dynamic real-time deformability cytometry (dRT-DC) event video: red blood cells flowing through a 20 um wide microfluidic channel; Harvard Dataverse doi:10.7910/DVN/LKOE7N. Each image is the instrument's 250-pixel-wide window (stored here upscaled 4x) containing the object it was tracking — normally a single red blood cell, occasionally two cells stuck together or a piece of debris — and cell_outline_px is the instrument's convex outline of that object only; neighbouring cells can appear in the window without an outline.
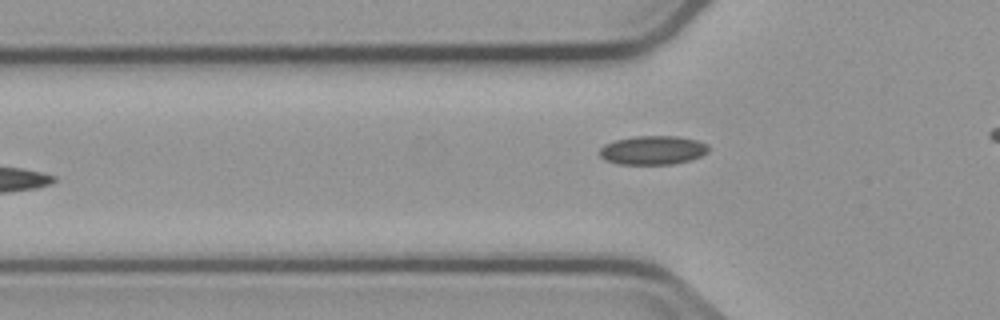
{"species": "common noctule bat (a hibernating species)", "species_latin": "Nyctalus noctula", "temperature_condition": "cold", "stored_images_in_passage": 6, "camera_frame_rate_fps": 3000, "um_per_image_px": 0.085, "animal": {"sex": "male", "body_mass_g": 23.1, "forearm_length_mm": 52.7}, "frame": {"image": 1, "passage_image": 6, "time_ms": 6.0, "image_size_px": [1000, 320], "cell_outline_px": [[708, 152], [700, 156], [688, 160], [672, 164], [616, 164], [604, 160], [600, 156], [600, 148], [604, 144], [616, 140], [636, 136], [676, 136], [696, 140], [704, 144], [708, 148]], "centroid_in_image_um": [55.43, 12.77], "position_along_channel_um": 70.4, "area_um2": 18.15}}